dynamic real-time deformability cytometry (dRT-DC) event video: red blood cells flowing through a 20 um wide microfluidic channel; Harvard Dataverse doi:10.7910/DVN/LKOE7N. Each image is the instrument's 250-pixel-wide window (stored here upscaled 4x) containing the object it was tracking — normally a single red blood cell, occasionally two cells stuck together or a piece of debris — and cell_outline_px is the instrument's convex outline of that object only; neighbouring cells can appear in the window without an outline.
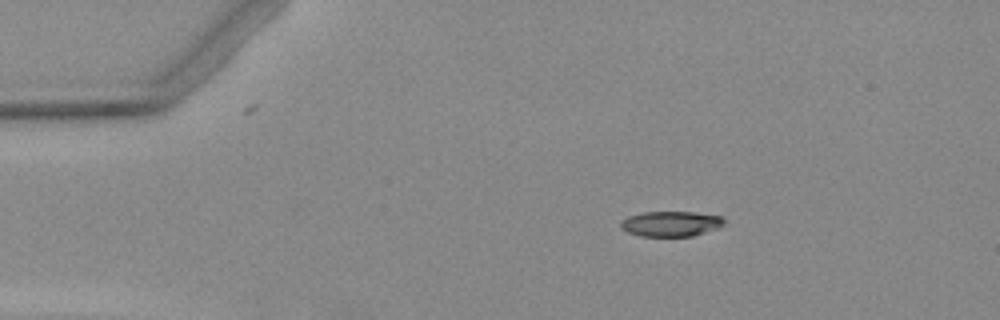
{"species": "Egyptian fruit bat (a non-hibernating species)", "species_latin": "Rousettus aegyptiacus", "temperature_condition": "warm", "stored_images_in_passage": 6, "camera_frame_rate_fps": 3000, "um_per_image_px": 0.085, "animal": {"sex": "female"}, "frame": {"image": 1, "passage_image": 3, "time_ms": 2.333, "image_size_px": [1000, 320], "cell_outline_px": [[728, 220], [720, 228], [692, 236], [640, 236], [628, 232], [620, 228], [620, 220], [628, 216], [644, 212], [696, 212], [724, 216]], "centroid_in_image_um": [57.08, 19.01], "position_along_channel_um": 27.9, "area_um2": 15.55}}
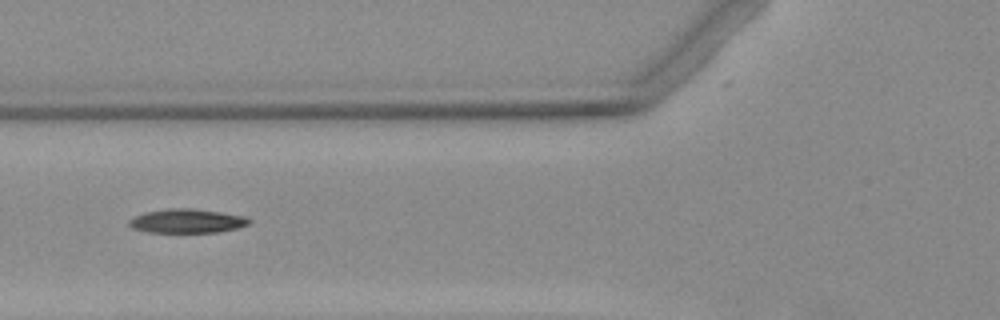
{"frame": {"image": 2, "passage_image": 6, "time_ms": 6.0, "image_size_px": [1000, 320], "cell_outline_px": [[252, 220], [248, 224], [236, 228], [220, 232], [148, 232], [132, 228], [128, 224], [128, 220], [144, 212], [168, 208], [192, 208], [220, 212], [244, 216]], "centroid_in_image_um": [15.87, 18.78], "position_along_channel_um": 109.9, "area_um2": 16.76}}